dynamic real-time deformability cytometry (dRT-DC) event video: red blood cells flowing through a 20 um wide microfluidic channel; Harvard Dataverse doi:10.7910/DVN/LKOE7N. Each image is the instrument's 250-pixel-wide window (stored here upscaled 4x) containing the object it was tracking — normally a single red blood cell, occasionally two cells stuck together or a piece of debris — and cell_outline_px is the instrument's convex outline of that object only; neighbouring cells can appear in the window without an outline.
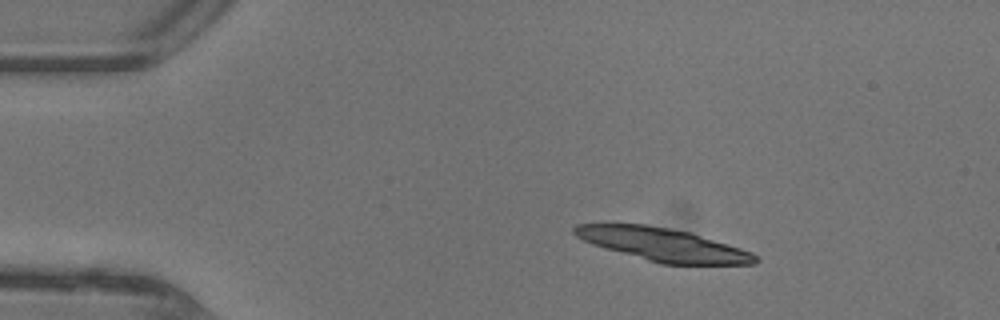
{"species": "common noctule bat (a hibernating species)", "species_latin": "Nyctalus noctula", "temperature_condition": "warm", "stored_images_in_passage": 39, "camera_frame_rate_fps": 3000, "um_per_image_px": 0.085, "animal": {"sex": "female"}, "frame": {"image": 1, "passage_image": 1, "time_ms": 0.0, "image_size_px": [1000, 320], "cell_outline_px": [[760, 260], [756, 264], [660, 264], [604, 248], [592, 244], [576, 236], [572, 232], [572, 228], [576, 224], [644, 224], [672, 228], [688, 232], [740, 248], [752, 252]], "centroid_in_image_um": [56.33, 20.79], "position_along_channel_um": 28.7, "area_um2": 34.56}}
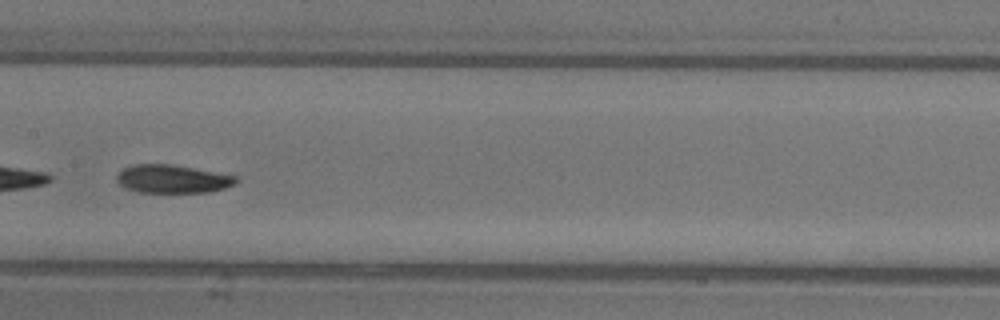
{"frame": {"image": 2, "passage_image": 17, "time_ms": 5.333, "image_size_px": [1000, 320], "cell_outline_px": [[240, 180], [236, 184], [224, 188], [208, 192], [136, 192], [120, 184], [116, 180], [116, 176], [124, 168], [132, 164], [172, 164], [236, 176]], "centroid_in_image_um": [14.67, 15.21], "position_along_channel_um": 192.7, "area_um2": 19.54}}
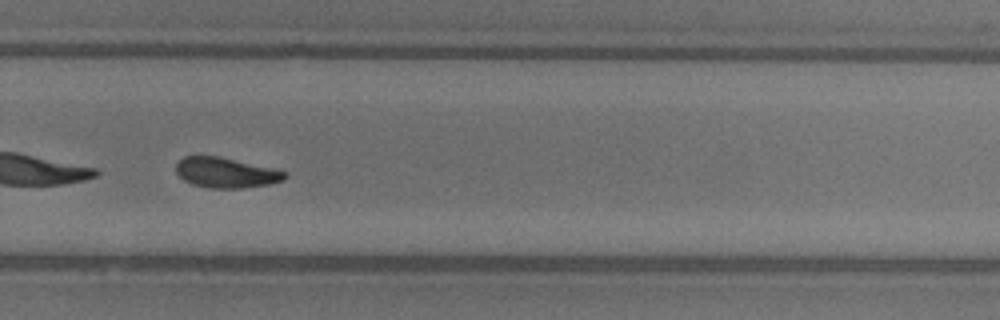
{"frame": {"image": 3, "passage_image": 25, "time_ms": 8.0, "image_size_px": [1000, 320], "cell_outline_px": [[288, 176], [284, 180], [268, 184], [244, 188], [208, 188], [192, 184], [184, 180], [176, 172], [176, 164], [184, 156], [220, 156], [272, 168], [288, 172]], "centroid_in_image_um": [19.22, 14.68], "position_along_channel_um": 310.6, "area_um2": 19.19}, "authors_computed_cell_mechanics": {"area_um2": 20.1722, "velocity_mm_per_s": 4.4422, "shape_relaxation_time_tau1_ms": 4.6847, "shape_relaxation_time_tau2_ms": 3.0646, "deformation_change_tau1": 0.1708, "deformation_change_tau2": 0.094}}